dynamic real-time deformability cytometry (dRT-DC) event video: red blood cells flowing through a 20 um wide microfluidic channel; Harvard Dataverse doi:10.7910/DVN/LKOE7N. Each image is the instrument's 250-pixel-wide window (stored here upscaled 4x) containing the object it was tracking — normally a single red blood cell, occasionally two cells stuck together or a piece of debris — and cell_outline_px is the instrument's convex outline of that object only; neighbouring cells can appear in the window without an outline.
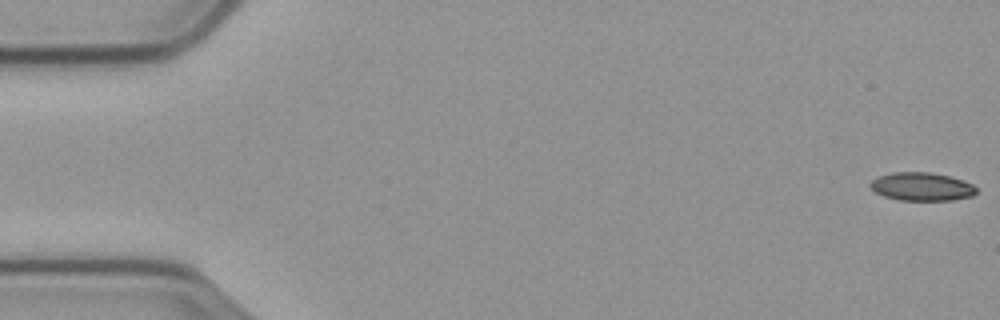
{"species": "common noctule bat (a hibernating species)", "species_latin": "Nyctalus noctula", "temperature_condition": "cold", "stored_images_in_passage": 17, "camera_frame_rate_fps": 3000, "um_per_image_px": 0.085, "animal": {"sex": "male", "body_mass_g": 23.1, "forearm_length_mm": 52.7}, "frame": {"image": 1, "passage_image": 1, "time_ms": 0.0, "image_size_px": [1000, 320], "cell_outline_px": [[976, 192], [972, 196], [952, 200], [900, 200], [884, 196], [876, 192], [868, 184], [872, 180], [880, 176], [892, 172], [928, 172], [948, 176], [964, 180], [972, 184], [976, 188]], "centroid_in_image_um": [78.35, 15.86], "position_along_channel_um": 6.7, "area_um2": 17.34}}
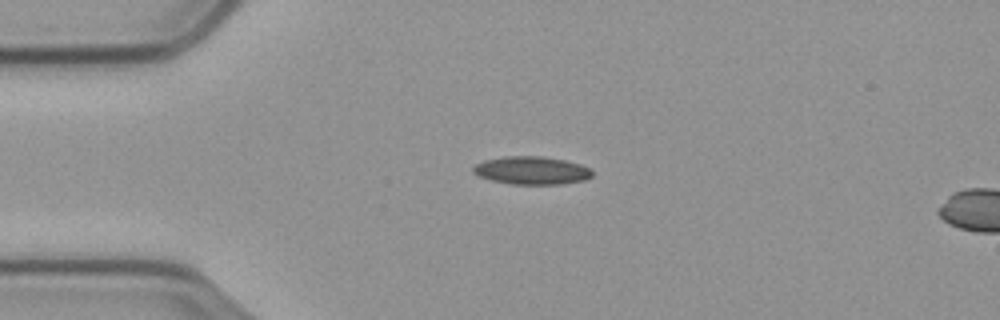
{"frame": {"image": 2, "passage_image": 14, "time_ms": 4.333, "image_size_px": [1000, 320], "cell_outline_px": [[592, 176], [584, 180], [560, 184], [512, 184], [492, 180], [476, 176], [472, 172], [472, 168], [476, 164], [484, 160], [504, 156], [544, 156], [564, 160], [580, 164], [592, 168]], "centroid_in_image_um": [45.17, 14.48], "position_along_channel_um": 39.8, "area_um2": 19.54}}